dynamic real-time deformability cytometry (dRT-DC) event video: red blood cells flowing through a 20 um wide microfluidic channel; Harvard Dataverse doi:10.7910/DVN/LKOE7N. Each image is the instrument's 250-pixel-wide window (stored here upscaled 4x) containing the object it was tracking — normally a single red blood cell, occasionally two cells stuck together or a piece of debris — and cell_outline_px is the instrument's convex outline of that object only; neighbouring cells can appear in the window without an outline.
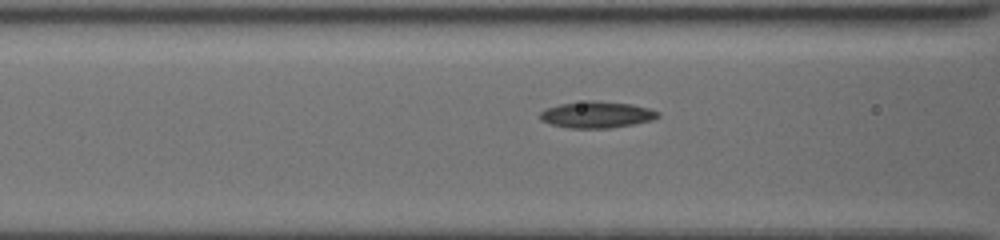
{"species": "common noctule bat (a hibernating species)", "species_latin": "Nyctalus noctula", "temperature_condition": "cold", "stored_images_in_passage": 7, "camera_frame_rate_fps": 3000, "um_per_image_px": 0.085, "animal": {"sex": "female", "body_mass_g": 19.5, "forearm_length_mm": 54.1}, "frame": {"image": 1, "passage_image": 5, "time_ms": 1.333, "image_size_px": [1000, 240], "cell_outline_px": [[660, 116], [652, 120], [632, 124], [608, 128], [568, 128], [552, 124], [540, 120], [540, 112], [544, 108], [560, 104], [588, 100], [596, 100], [632, 104], [648, 108], [660, 112]], "centroid_in_image_um": [50.71, 9.73], "position_along_channel_um": 115.9, "area_um2": 18.26}}